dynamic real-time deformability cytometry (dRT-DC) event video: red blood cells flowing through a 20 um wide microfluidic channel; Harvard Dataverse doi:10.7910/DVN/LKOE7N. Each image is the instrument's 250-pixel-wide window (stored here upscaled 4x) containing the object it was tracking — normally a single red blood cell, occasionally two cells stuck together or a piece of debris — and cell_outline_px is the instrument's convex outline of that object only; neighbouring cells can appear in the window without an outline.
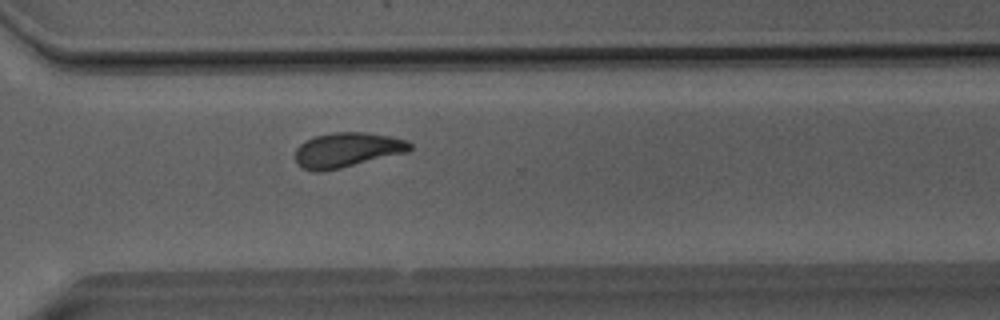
{"species": "Egyptian fruit bat (a non-hibernating species)", "species_latin": "Rousettus aegyptiacus", "temperature_condition": "room temperature", "stored_images_in_passage": 32, "camera_frame_rate_fps": 3000, "um_per_image_px": 0.085, "animal": {"sex": "male"}, "frame": {"image": 1, "passage_image": 23, "time_ms": 7.333, "image_size_px": [1000, 320], "cell_outline_px": [[412, 148], [408, 152], [340, 168], [320, 172], [316, 172], [300, 168], [296, 164], [296, 148], [304, 140], [316, 136], [332, 132], [364, 132], [392, 136], [408, 140], [412, 144]], "centroid_in_image_um": [29.5, 12.74], "position_along_channel_um": 341.1, "area_um2": 23.47}}
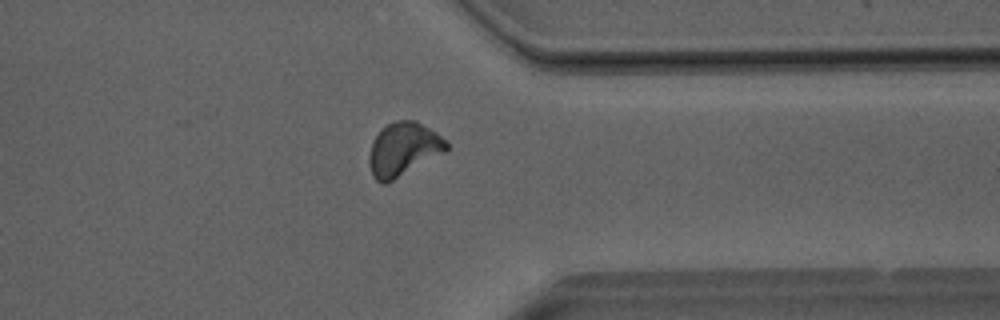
{"frame": {"image": 2, "passage_image": 26, "time_ms": 8.333, "image_size_px": [1000, 320], "cell_outline_px": [[448, 148], [444, 152], [392, 180], [384, 184], [380, 184], [372, 176], [368, 164], [368, 156], [372, 140], [388, 124], [396, 120], [416, 120], [436, 132], [448, 140]], "centroid_in_image_um": [34.26, 12.68], "position_along_channel_um": 377.1, "area_um2": 23.93}}